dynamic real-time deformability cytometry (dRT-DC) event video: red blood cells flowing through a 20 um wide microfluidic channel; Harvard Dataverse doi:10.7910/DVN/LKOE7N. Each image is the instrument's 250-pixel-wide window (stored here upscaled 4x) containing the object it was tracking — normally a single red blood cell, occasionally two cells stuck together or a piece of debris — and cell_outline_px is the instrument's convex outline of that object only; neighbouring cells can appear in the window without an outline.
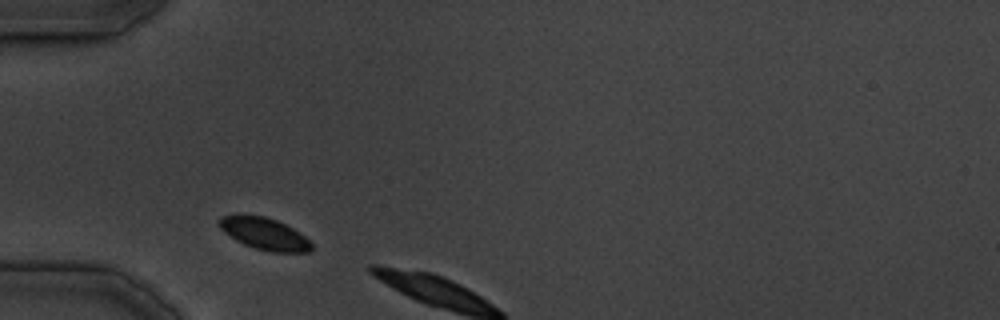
{"species": "common noctule bat (a hibernating species)", "species_latin": "Nyctalus noctula", "temperature_condition": "cold", "stored_images_in_passage": 2, "camera_frame_rate_fps": 3000, "um_per_image_px": 0.085, "animal": {"sex": "male", "body_mass_g": 19.5, "forearm_length_mm": 54.6}, "frame": {"image": 1, "passage_image": 1, "time_ms": 0.0, "image_size_px": [1000, 320], "cell_outline_px": [[312, 248], [308, 252], [272, 252], [256, 248], [244, 244], [236, 240], [220, 228], [220, 216], [236, 212], [264, 216], [276, 220], [300, 232], [312, 244]], "centroid_in_image_um": [22.44, 19.83], "position_along_channel_um": 62.6, "area_um2": 17.28}}